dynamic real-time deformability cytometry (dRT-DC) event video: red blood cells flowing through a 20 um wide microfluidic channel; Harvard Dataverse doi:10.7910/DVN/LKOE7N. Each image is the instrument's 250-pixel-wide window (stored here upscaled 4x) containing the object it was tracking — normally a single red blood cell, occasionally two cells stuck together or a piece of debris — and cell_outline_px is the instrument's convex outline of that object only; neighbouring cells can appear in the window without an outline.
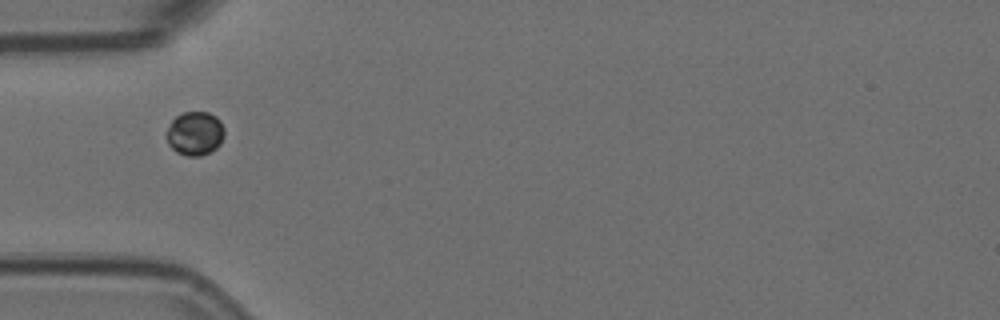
{"species": "Egyptian fruit bat (a non-hibernating species)", "species_latin": "Rousettus aegyptiacus", "temperature_condition": "room temperature", "stored_images_in_passage": 6, "camera_frame_rate_fps": 3000, "um_per_image_px": 0.085, "animal": {"sex": "female"}, "frame": {"image": 1, "passage_image": 2, "time_ms": 0.333, "image_size_px": [1000, 320], "cell_outline_px": [[224, 136], [220, 144], [216, 148], [200, 156], [188, 156], [176, 152], [168, 144], [168, 128], [172, 120], [176, 116], [184, 112], [208, 112], [216, 116], [220, 120], [224, 128]], "centroid_in_image_um": [16.6, 11.33], "position_along_channel_um": 68.4, "area_um2": 14.68}}
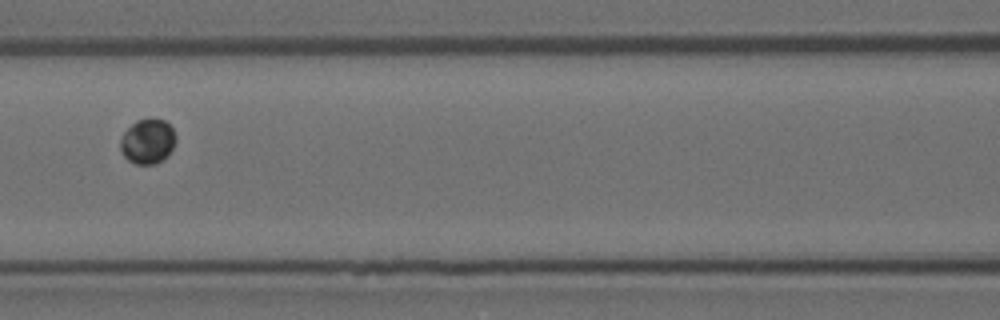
{"frame": {"image": 2, "passage_image": 4, "time_ms": 1.0, "image_size_px": [1000, 320], "cell_outline_px": [[176, 140], [168, 156], [156, 164], [136, 164], [128, 160], [120, 152], [120, 140], [124, 132], [136, 120], [164, 120], [172, 128], [176, 136]], "centroid_in_image_um": [12.54, 12.05], "position_along_channel_um": 154.1, "area_um2": 14.39}}
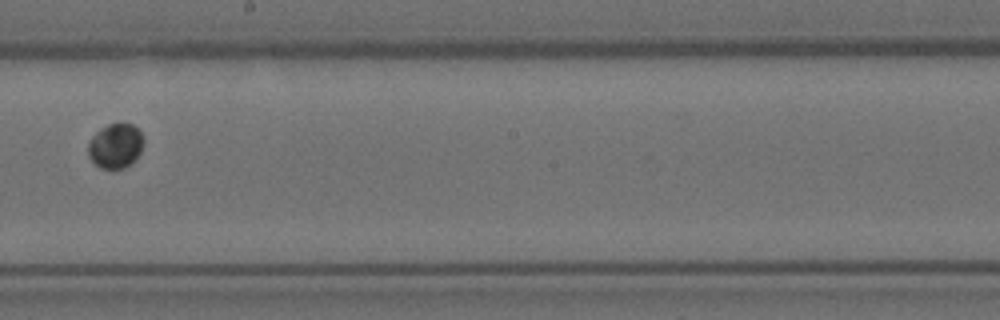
{"frame": {"image": 3, "passage_image": 6, "time_ms": 1.667, "image_size_px": [1000, 320], "cell_outline_px": [[144, 144], [140, 152], [132, 164], [124, 168], [100, 168], [88, 156], [88, 144], [92, 136], [100, 128], [108, 124], [132, 124], [144, 136]], "centroid_in_image_um": [9.83, 12.4], "position_along_channel_um": 238.4, "area_um2": 14.45}}